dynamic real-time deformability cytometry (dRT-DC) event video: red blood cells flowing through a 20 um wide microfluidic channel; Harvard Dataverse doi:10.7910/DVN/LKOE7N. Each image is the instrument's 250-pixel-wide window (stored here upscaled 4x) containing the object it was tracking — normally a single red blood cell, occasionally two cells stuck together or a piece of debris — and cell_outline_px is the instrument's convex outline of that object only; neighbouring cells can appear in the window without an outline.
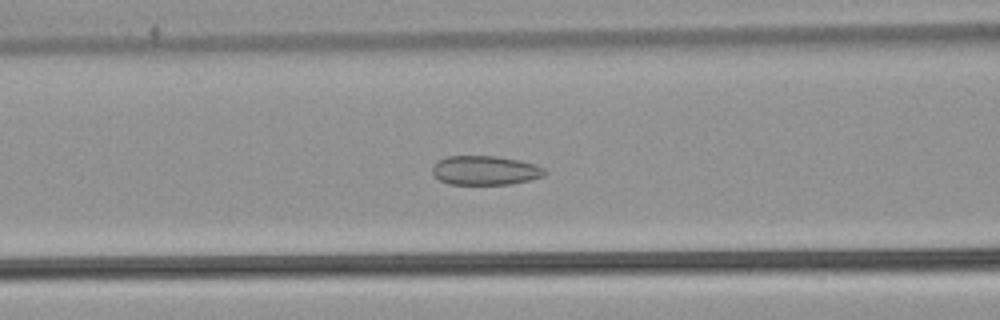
{"species": "common noctule bat (a hibernating species)", "species_latin": "Nyctalus noctula", "temperature_condition": "warm", "stored_images_in_passage": 54, "camera_frame_rate_fps": 3000, "um_per_image_px": 0.085, "animal": {"sex": "male", "body_mass_g": 21.5, "forearm_length_mm": 52.0}, "frame": {"image": 1, "passage_image": 23, "time_ms": 7.333, "image_size_px": [1000, 320], "cell_outline_px": [[548, 172], [544, 176], [512, 184], [448, 184], [432, 176], [432, 164], [436, 160], [448, 156], [496, 156], [520, 160], [544, 168]], "centroid_in_image_um": [41.19, 14.48], "position_along_channel_um": 125.4, "area_um2": 19.31}}
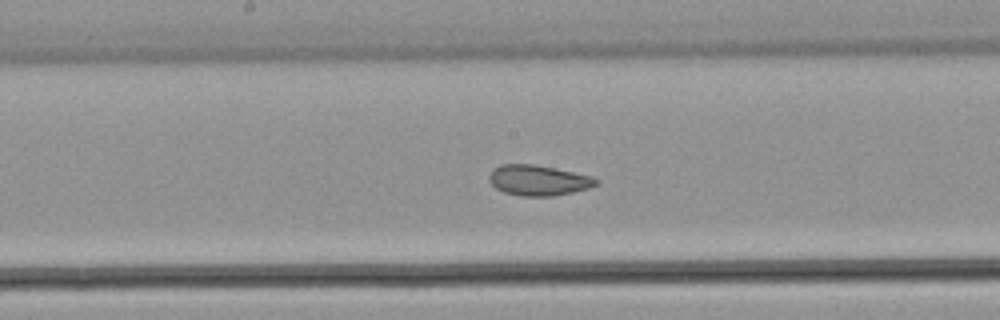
{"frame": {"image": 2, "passage_image": 29, "time_ms": 9.333, "image_size_px": [1000, 320], "cell_outline_px": [[600, 184], [588, 188], [572, 192], [552, 196], [520, 196], [504, 192], [496, 188], [492, 184], [488, 176], [492, 168], [500, 164], [532, 164], [592, 176], [600, 180]], "centroid_in_image_um": [45.75, 15.32], "position_along_channel_um": 202.4, "area_um2": 18.96}}
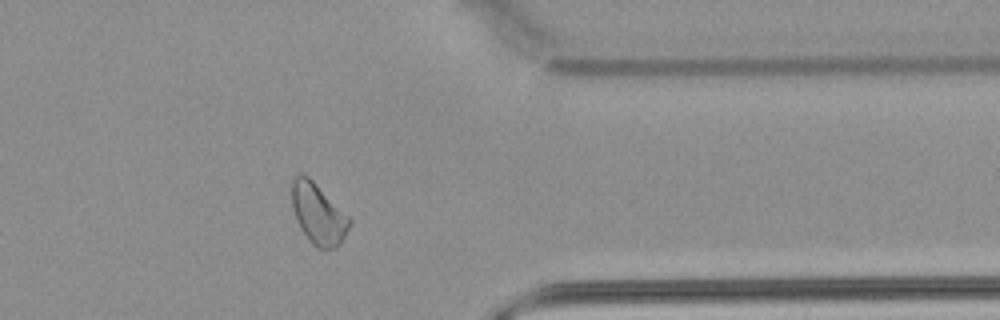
{"frame": {"image": 3, "passage_image": 44, "time_ms": 14.333, "image_size_px": [1000, 320], "cell_outline_px": [[352, 220], [344, 236], [336, 248], [316, 248], [308, 240], [300, 228], [292, 208], [292, 180], [296, 176], [308, 176]], "centroid_in_image_um": [27.03, 18.21], "position_along_channel_um": 384.4, "area_um2": 19.88}, "authors_computed_cell_mechanics": {"area_um2": 21.1548, "velocity_mm_per_s": 3.8528, "shape_relaxation_time_tau1_ms": null, "shape_relaxation_time_tau2_ms": 1.2292, "deformation_change_tau1": null, "deformation_change_tau2": 0.0739}}